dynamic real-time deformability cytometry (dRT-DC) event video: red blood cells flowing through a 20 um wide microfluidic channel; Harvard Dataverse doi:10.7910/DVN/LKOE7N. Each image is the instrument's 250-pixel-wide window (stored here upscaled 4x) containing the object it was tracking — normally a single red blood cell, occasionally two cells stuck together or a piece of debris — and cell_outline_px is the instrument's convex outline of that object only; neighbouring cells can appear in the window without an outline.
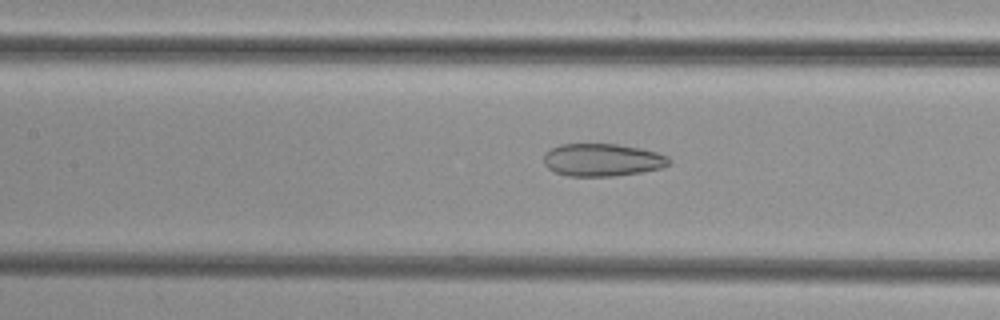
{"species": "common noctule bat (a hibernating species)", "species_latin": "Nyctalus noctula", "temperature_condition": "cold", "stored_images_in_passage": 38, "camera_frame_rate_fps": 3000, "um_per_image_px": 0.085, "animal": {"sex": "female", "body_mass_g": 29.2, "forearm_length_mm": 56.3}, "frame": {"image": 1, "passage_image": 17, "time_ms": 5.333, "image_size_px": [1000, 320], "cell_outline_px": [[672, 160], [668, 164], [660, 168], [640, 172], [616, 176], [568, 176], [556, 172], [548, 168], [544, 164], [544, 156], [552, 148], [560, 144], [616, 144], [640, 148], [656, 152], [668, 156]], "centroid_in_image_um": [51.21, 13.59], "position_along_channel_um": 156.2, "area_um2": 23.7}}
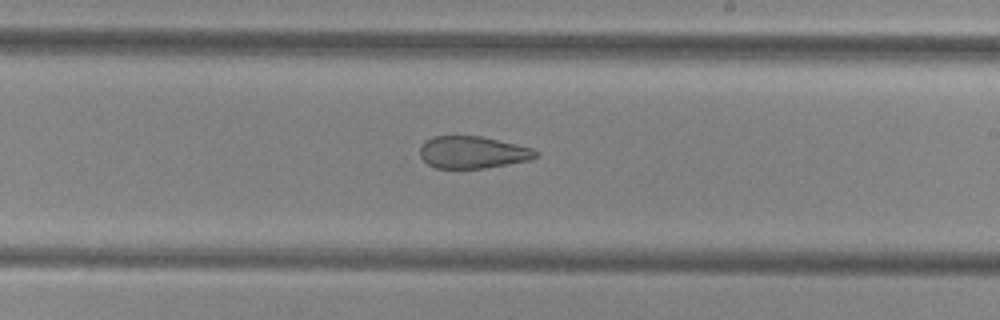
{"frame": {"image": 2, "passage_image": 24, "time_ms": 7.667, "image_size_px": [1000, 320], "cell_outline_px": [[540, 156], [532, 160], [484, 168], [436, 168], [428, 164], [420, 156], [420, 148], [424, 140], [432, 136], [480, 136], [516, 144], [532, 148], [540, 152]], "centroid_in_image_um": [40.21, 12.94], "position_along_channel_um": 248.8, "area_um2": 21.85}}
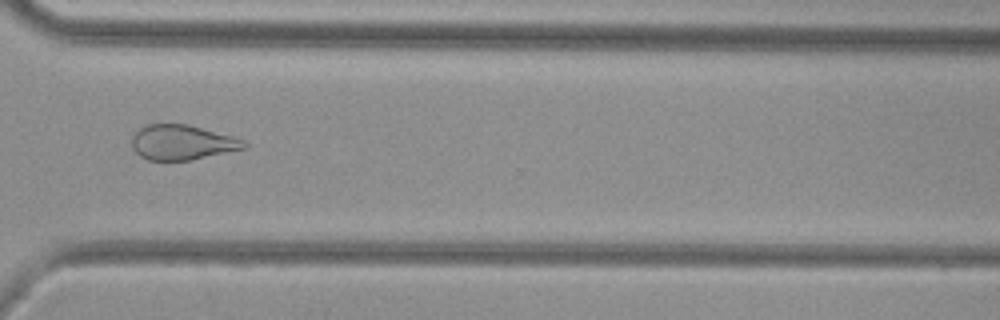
{"frame": {"image": 3, "passage_image": 32, "time_ms": 10.333, "image_size_px": [1000, 320], "cell_outline_px": [[248, 148], [188, 160], [148, 160], [140, 156], [132, 148], [132, 136], [144, 124], [188, 124], [232, 136], [244, 140], [248, 144]], "centroid_in_image_um": [15.48, 12.1], "position_along_channel_um": 355.1, "area_um2": 22.83}}